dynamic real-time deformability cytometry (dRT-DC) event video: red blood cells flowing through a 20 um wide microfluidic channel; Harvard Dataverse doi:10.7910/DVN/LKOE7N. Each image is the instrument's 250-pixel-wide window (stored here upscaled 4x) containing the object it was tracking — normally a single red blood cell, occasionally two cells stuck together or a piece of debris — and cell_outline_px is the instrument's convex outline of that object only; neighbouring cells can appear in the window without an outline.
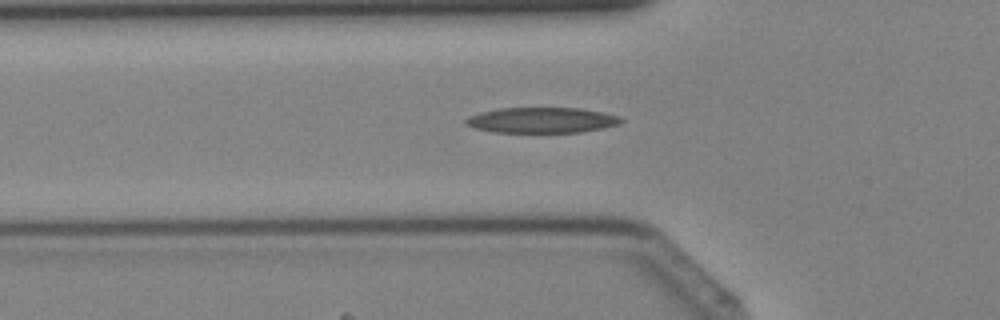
{"species": "Egyptian fruit bat (a non-hibernating species)", "species_latin": "Rousettus aegyptiacus", "temperature_condition": "cold", "stored_images_in_passage": 41, "camera_frame_rate_fps": 3000, "um_per_image_px": 0.085, "animal": {"sex": "female"}, "frame": {"image": 1, "passage_image": 14, "time_ms": 4.333, "image_size_px": [1000, 320], "cell_outline_px": [[624, 120], [620, 124], [604, 128], [580, 132], [492, 132], [472, 128], [464, 124], [464, 120], [468, 116], [480, 112], [500, 108], [580, 108], [620, 116]], "centroid_in_image_um": [46.01, 10.22], "position_along_channel_um": 79.8, "area_um2": 23.24}}
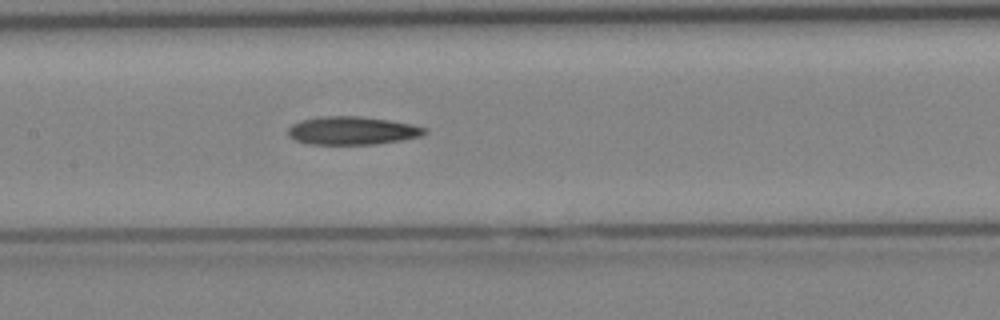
{"frame": {"image": 2, "passage_image": 20, "time_ms": 6.333, "image_size_px": [1000, 320], "cell_outline_px": [[428, 132], [420, 136], [404, 140], [376, 144], [308, 144], [296, 140], [288, 136], [288, 128], [292, 124], [300, 120], [324, 116], [360, 116], [388, 120], [412, 124], [428, 128]], "centroid_in_image_um": [29.96, 11.1], "position_along_channel_um": 177.4, "area_um2": 22.54}}
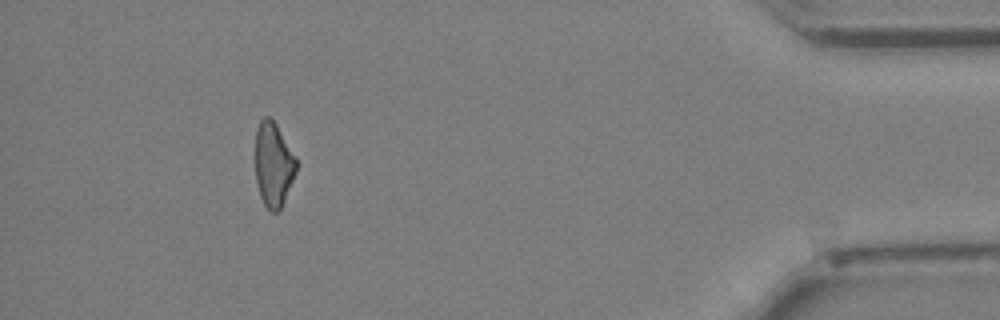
{"frame": {"image": 3, "passage_image": 38, "time_ms": 12.333, "image_size_px": [1000, 320], "cell_outline_px": [[296, 172], [284, 200], [280, 208], [276, 212], [272, 212], [264, 204], [260, 196], [256, 180], [256, 128], [260, 120], [264, 116], [268, 116], [276, 124], [296, 156]], "centroid_in_image_um": [23.24, 13.95], "position_along_channel_um": 412.0, "area_um2": 19.94}}